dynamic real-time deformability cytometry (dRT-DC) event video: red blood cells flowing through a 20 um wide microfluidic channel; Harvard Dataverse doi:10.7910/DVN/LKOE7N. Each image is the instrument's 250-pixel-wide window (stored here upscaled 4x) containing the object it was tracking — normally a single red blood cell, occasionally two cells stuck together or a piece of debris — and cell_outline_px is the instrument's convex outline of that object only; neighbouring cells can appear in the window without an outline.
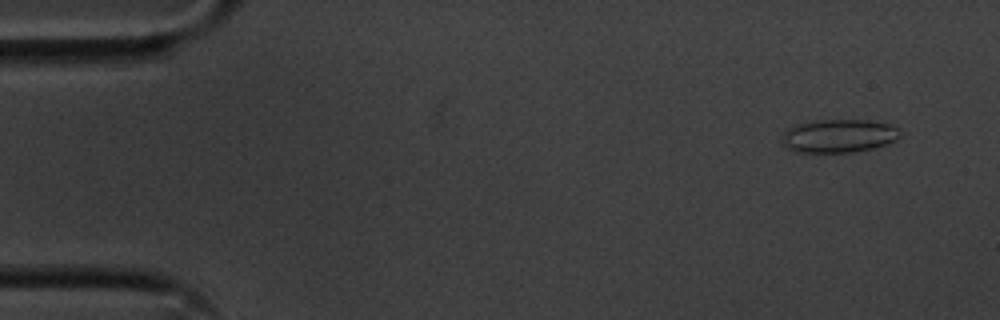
{"species": "common noctule bat (a hibernating species)", "species_latin": "Nyctalus noctula", "temperature_condition": "cold", "stored_images_in_passage": 6, "camera_frame_rate_fps": 3000, "um_per_image_px": 0.085, "animal": {"sex": "male", "body_mass_g": 20.1, "forearm_length_mm": 53.5}, "frame": {"image": 1, "passage_image": 1, "time_ms": 0.0, "image_size_px": [1000, 320], "cell_outline_px": [[900, 136], [896, 140], [872, 148], [852, 152], [792, 152], [784, 144], [784, 132], [788, 128], [796, 124], [812, 120], [868, 120], [888, 124], [896, 128]], "centroid_in_image_um": [71.26, 11.54], "position_along_channel_um": 13.7, "area_um2": 22.66}}
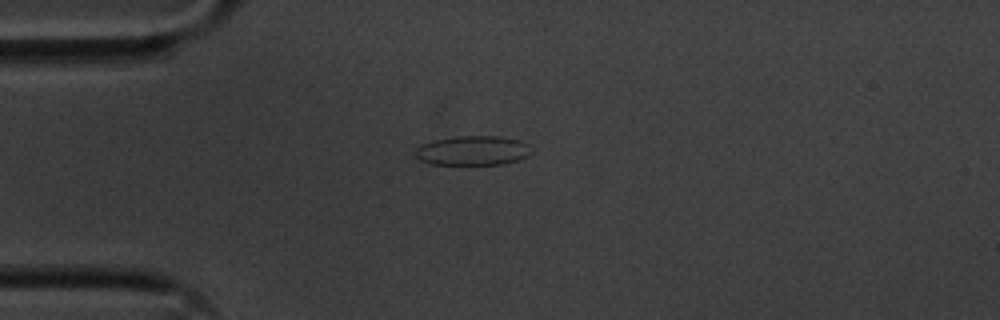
{"frame": {"image": 2, "passage_image": 4, "time_ms": 1.0, "image_size_px": [1000, 320], "cell_outline_px": [[532, 152], [528, 156], [516, 160], [500, 164], [432, 164], [420, 160], [416, 156], [416, 148], [420, 144], [432, 140], [456, 136], [500, 136], [520, 140], [528, 144]], "centroid_in_image_um": [40.18, 12.78], "position_along_channel_um": 44.8, "area_um2": 19.94}}
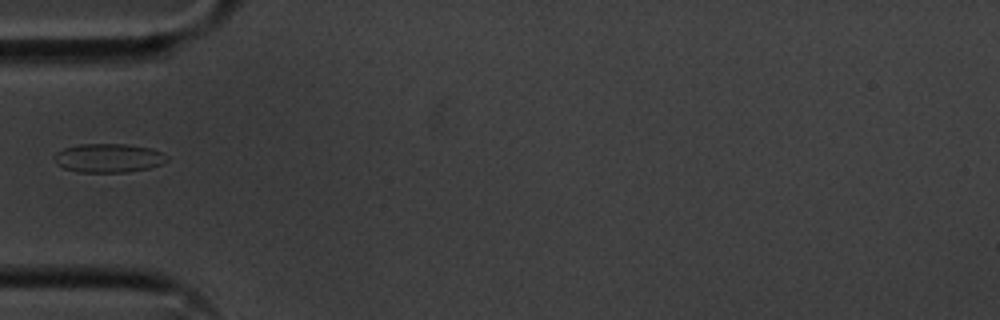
{"frame": {"image": 3, "passage_image": 5, "time_ms": 1.333, "image_size_px": [1000, 320], "cell_outline_px": [[168, 160], [160, 164], [148, 168], [128, 172], [80, 172], [64, 168], [56, 164], [52, 160], [52, 156], [56, 152], [64, 148], [80, 144], [128, 144], [152, 148], [168, 156]], "centroid_in_image_um": [9.19, 13.42], "position_along_channel_um": 75.8, "area_um2": 19.07}}